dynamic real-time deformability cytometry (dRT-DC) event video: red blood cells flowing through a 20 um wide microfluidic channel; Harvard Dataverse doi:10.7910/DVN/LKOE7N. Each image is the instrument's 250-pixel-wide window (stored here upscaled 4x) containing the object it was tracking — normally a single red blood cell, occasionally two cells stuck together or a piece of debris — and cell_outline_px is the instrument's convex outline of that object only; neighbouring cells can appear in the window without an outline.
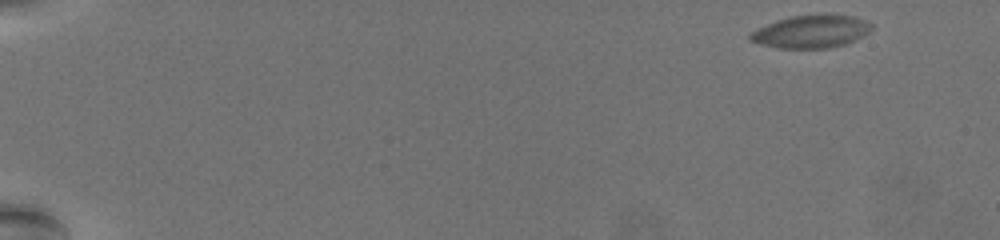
{"species": "common noctule bat (a hibernating species)", "species_latin": "Nyctalus noctula", "temperature_condition": "warm", "stored_images_in_passage": 62, "camera_frame_rate_fps": 3000, "um_per_image_px": 0.085, "animal": {"sex": "female", "body_mass_g": 19.5, "forearm_length_mm": 54.1}, "frame": {"image": 1, "passage_image": 1, "time_ms": 0.0, "image_size_px": [1000, 240], "cell_outline_px": [[872, 24], [860, 36], [844, 44], [828, 48], [780, 48], [752, 40], [748, 36], [752, 32], [760, 28], [780, 20], [796, 16], [844, 16]], "centroid_in_image_um": [68.88, 2.72], "position_along_channel_um": 16.1, "area_um2": 21.33}}
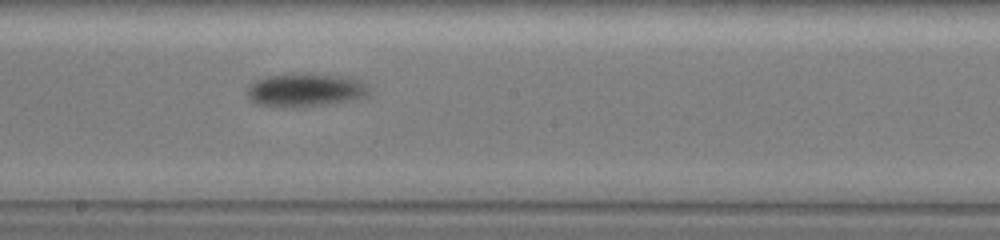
{"frame": {"image": 2, "passage_image": 36, "time_ms": 11.667, "image_size_px": [1000, 240], "cell_outline_px": [[364, 92], [356, 96], [324, 104], [260, 104], [252, 100], [248, 92], [248, 88], [252, 84], [260, 80], [272, 76], [328, 76], [352, 80]], "centroid_in_image_um": [25.72, 7.65], "position_along_channel_um": 222.5, "area_um2": 19.59}}
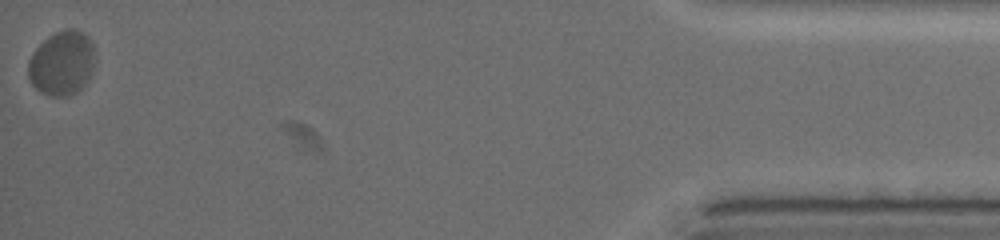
{"frame": {"image": 3, "passage_image": 62, "time_ms": 20.333, "image_size_px": [1000, 240], "cell_outline_px": [[92, 64], [88, 76], [84, 84], [76, 92], [68, 96], [52, 96], [36, 88], [32, 84], [28, 76], [28, 60], [32, 52], [48, 36], [64, 28], [72, 28], [88, 36], [92, 44]], "centroid_in_image_um": [5.2, 5.35], "position_along_channel_um": 430.0, "area_um2": 24.51}, "authors_computed_cell_mechanics": {"area_um2": 21.2126, "velocity_mm_per_s": 3.3088, "shape_relaxation_time_tau1_ms": 4.2372, "shape_relaxation_time_tau2_ms": null, "deformation_change_tau1": 0.1069, "deformation_change_tau2": null}}